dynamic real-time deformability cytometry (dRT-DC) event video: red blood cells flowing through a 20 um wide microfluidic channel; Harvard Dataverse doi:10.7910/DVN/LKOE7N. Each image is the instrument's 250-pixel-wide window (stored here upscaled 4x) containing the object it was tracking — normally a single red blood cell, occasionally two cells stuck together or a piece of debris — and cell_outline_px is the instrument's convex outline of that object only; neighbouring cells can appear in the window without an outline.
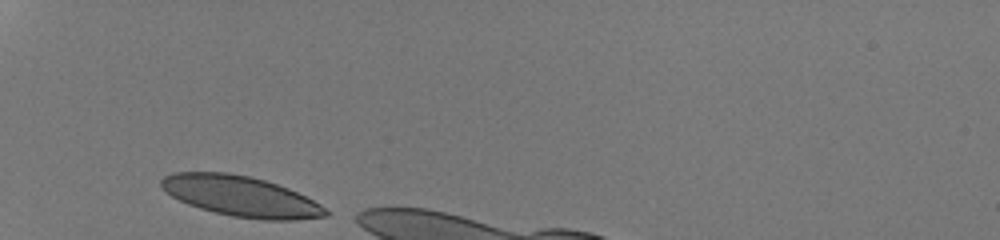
{"species": "human", "species_latin": "Homo sapiens", "temperature_condition": "room temperature", "stored_images_in_passage": 27, "camera_frame_rate_fps": 3000, "um_per_image_px": 0.085, "donor": {"sex": "male"}, "frame": {"image": 1, "passage_image": 1, "time_ms": 0.0, "image_size_px": [1000, 240], "cell_outline_px": [[328, 216], [296, 220], [264, 220], [232, 216], [200, 208], [188, 204], [172, 196], [160, 188], [160, 180], [164, 176], [172, 172], [228, 172], [252, 176], [288, 188], [320, 204], [328, 212]], "centroid_in_image_um": [20.43, 16.67], "position_along_channel_um": 64.6, "area_um2": 38.67}}
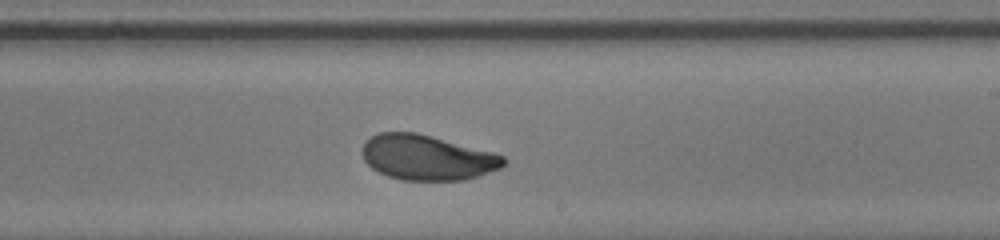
{"frame": {"image": 2, "passage_image": 16, "time_ms": 5.0, "image_size_px": [1000, 240], "cell_outline_px": [[508, 160], [500, 168], [464, 180], [404, 180], [388, 176], [372, 168], [364, 160], [364, 144], [372, 136], [380, 132], [416, 132], [496, 152], [504, 156]], "centroid_in_image_um": [36.36, 13.38], "position_along_channel_um": 252.6, "area_um2": 36.99}}
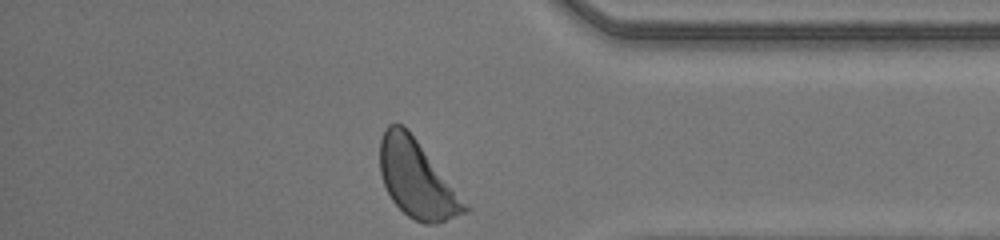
{"frame": {"image": 3, "passage_image": 27, "time_ms": 8.667, "image_size_px": [1000, 240], "cell_outline_px": [[472, 208], [468, 212], [436, 224], [424, 224], [408, 216], [392, 200], [384, 184], [380, 172], [380, 140], [388, 124], [404, 124], [408, 128]], "centroid_in_image_um": [35.46, 15.22], "position_along_channel_um": 399.7, "area_um2": 38.32}, "authors_computed_cell_mechanics": {"area_um2": 38.0902, "velocity_mm_per_s": 4.2283, "shape_relaxation_time_tau1_ms": 1.883, "shape_relaxation_time_tau2_ms": null, "deformation_change_tau1": 0.1277, "deformation_change_tau2": null}}